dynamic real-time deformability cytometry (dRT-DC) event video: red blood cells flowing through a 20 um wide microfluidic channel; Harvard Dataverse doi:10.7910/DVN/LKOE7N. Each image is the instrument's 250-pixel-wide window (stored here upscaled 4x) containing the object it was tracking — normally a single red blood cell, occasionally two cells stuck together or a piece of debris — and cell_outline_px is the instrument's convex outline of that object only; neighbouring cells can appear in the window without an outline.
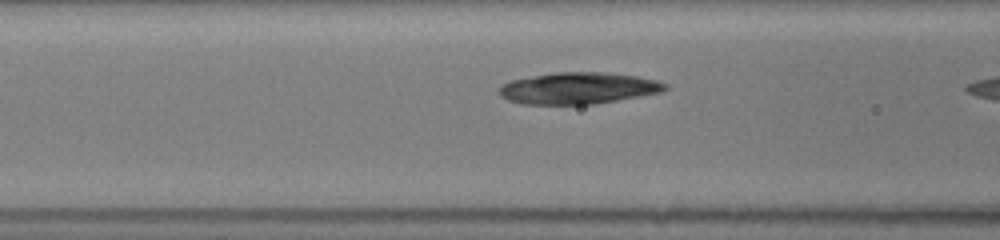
{"species": "common noctule bat (a hibernating species)", "species_latin": "Nyctalus noctula", "temperature_condition": "room temperature", "stored_images_in_passage": 35, "camera_frame_rate_fps": 3000, "um_per_image_px": 0.085, "animal": {"sex": "female", "body_mass_g": 19.5, "forearm_length_mm": 54.1}, "frame": {"image": 1, "passage_image": 13, "time_ms": 1.667, "image_size_px": [1000, 240], "cell_outline_px": [[668, 88], [660, 92], [640, 96], [596, 104], [520, 104], [508, 100], [500, 96], [500, 88], [504, 84], [512, 80], [532, 76], [556, 72], [604, 72], [636, 76], [656, 80], [668, 84]], "centroid_in_image_um": [49.17, 7.5], "position_along_channel_um": 117.4, "area_um2": 30.4}}
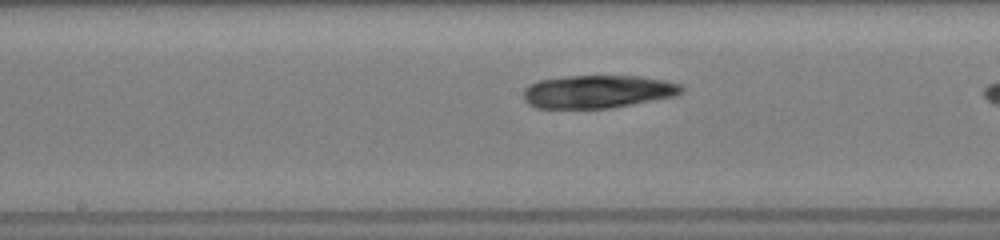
{"frame": {"image": 2, "passage_image": 27, "time_ms": 3.667, "image_size_px": [1000, 240], "cell_outline_px": [[684, 92], [676, 96], [612, 108], [536, 108], [528, 104], [524, 100], [524, 88], [528, 84], [540, 80], [568, 76], [640, 76], [664, 80], [680, 84], [684, 88]], "centroid_in_image_um": [50.82, 7.79], "position_along_channel_um": 197.4, "area_um2": 30.58}}
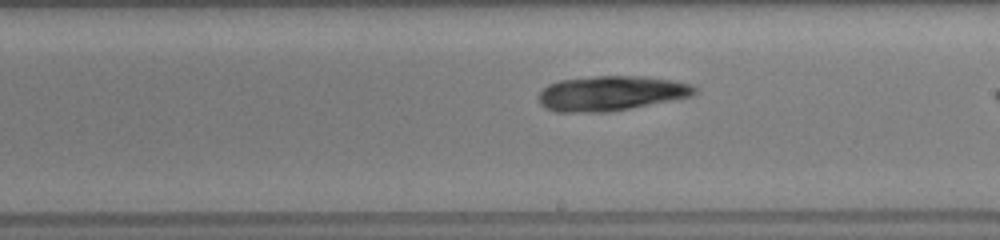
{"frame": {"image": 3, "passage_image": 30, "time_ms": 4.667, "image_size_px": [1000, 240], "cell_outline_px": [[700, 88], [692, 96], [672, 100], [608, 112], [556, 112], [540, 104], [540, 92], [548, 84], [560, 80], [592, 76], [644, 76], [672, 80], [692, 84]], "centroid_in_image_um": [51.97, 7.92], "position_along_channel_um": 237.0, "area_um2": 31.67}}